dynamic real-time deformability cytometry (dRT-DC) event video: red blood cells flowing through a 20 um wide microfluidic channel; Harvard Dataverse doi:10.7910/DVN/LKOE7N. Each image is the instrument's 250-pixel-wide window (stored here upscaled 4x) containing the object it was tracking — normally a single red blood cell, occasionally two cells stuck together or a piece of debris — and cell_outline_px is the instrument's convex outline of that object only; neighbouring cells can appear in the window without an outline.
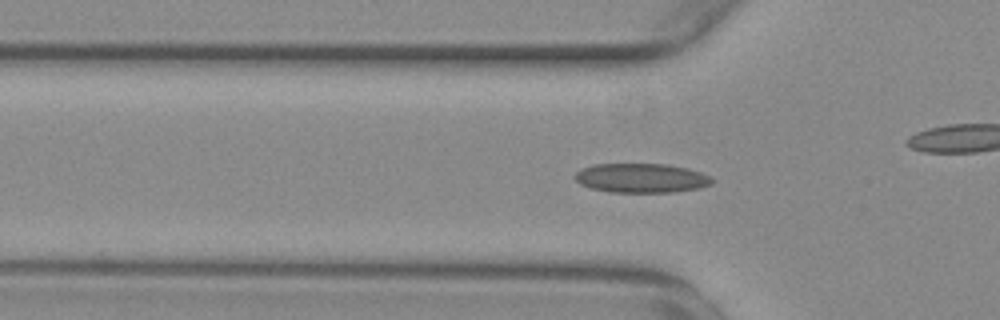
{"species": "common noctule bat (a hibernating species)", "species_latin": "Nyctalus noctula", "temperature_condition": "warm", "stored_images_in_passage": 55, "camera_frame_rate_fps": 3000, "um_per_image_px": 0.085, "animal": {"sex": "female", "body_mass_g": 29.2, "forearm_length_mm": 56.3}, "frame": {"image": 1, "passage_image": 17, "time_ms": 5.333, "image_size_px": [1000, 320], "cell_outline_px": [[716, 180], [712, 184], [700, 188], [676, 192], [608, 192], [588, 188], [580, 184], [572, 176], [580, 168], [592, 164], [664, 164], [688, 168], [700, 172]], "centroid_in_image_um": [54.48, 15.14], "position_along_channel_um": 71.3, "area_um2": 23.76}}
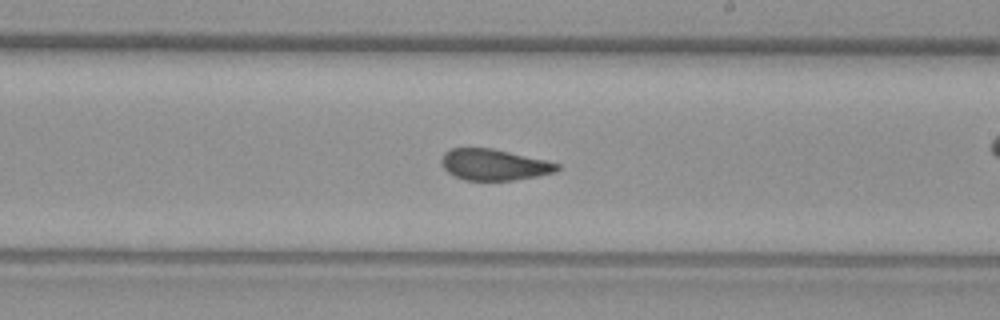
{"frame": {"image": 2, "passage_image": 31, "time_ms": 10.0, "image_size_px": [1000, 320], "cell_outline_px": [[560, 168], [556, 172], [516, 180], [464, 180], [448, 172], [444, 168], [440, 160], [444, 152], [452, 148], [492, 148], [544, 160], [560, 164]], "centroid_in_image_um": [41.98, 14.0], "position_along_channel_um": 247.0, "area_um2": 20.87}}
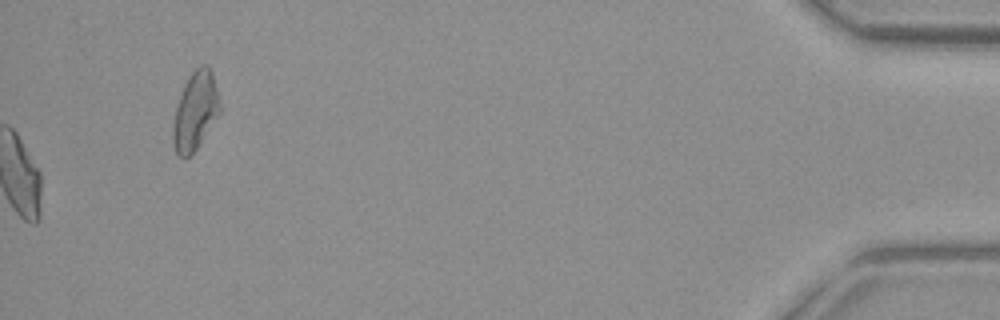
{"frame": {"image": 3, "passage_image": 55, "time_ms": 18.0, "image_size_px": [1000, 320], "cell_outline_px": [[220, 112], [196, 148], [184, 160], [176, 156], [172, 140], [172, 128], [176, 104], [184, 84], [192, 72], [200, 64], [208, 64], [212, 72], [220, 104]], "centroid_in_image_um": [16.56, 9.44], "position_along_channel_um": 418.6, "area_um2": 21.33}, "authors_computed_cell_mechanics": {"area_um2": 22.0218, "velocity_mm_per_s": 3.758, "shape_relaxation_time_tau1_ms": null, "shape_relaxation_time_tau2_ms": 1.3163, "deformation_change_tau1": null, "deformation_change_tau2": 0.0804}}